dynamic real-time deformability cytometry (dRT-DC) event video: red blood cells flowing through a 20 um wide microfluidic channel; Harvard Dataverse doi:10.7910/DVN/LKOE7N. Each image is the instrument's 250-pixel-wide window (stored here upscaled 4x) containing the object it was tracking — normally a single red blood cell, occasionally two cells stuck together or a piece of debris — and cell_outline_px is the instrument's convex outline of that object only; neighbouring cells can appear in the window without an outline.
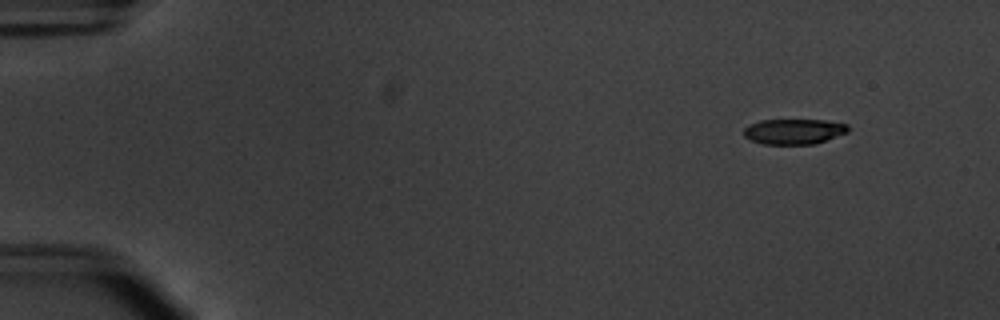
{"species": "common noctule bat (a hibernating species)", "species_latin": "Nyctalus noctula", "temperature_condition": "warm", "stored_images_in_passage": 53, "camera_frame_rate_fps": 3000, "um_per_image_px": 0.085, "animal": {"sex": "male", "body_mass_g": 20.1, "forearm_length_mm": 53.5}, "frame": {"image": 1, "passage_image": 4, "time_ms": 1.0, "image_size_px": [1000, 320], "cell_outline_px": [[848, 132], [816, 144], [764, 144], [752, 140], [744, 136], [744, 128], [760, 120], [824, 120], [848, 124]], "centroid_in_image_um": [67.51, 11.18], "position_along_channel_um": 17.5, "area_um2": 15.32}}
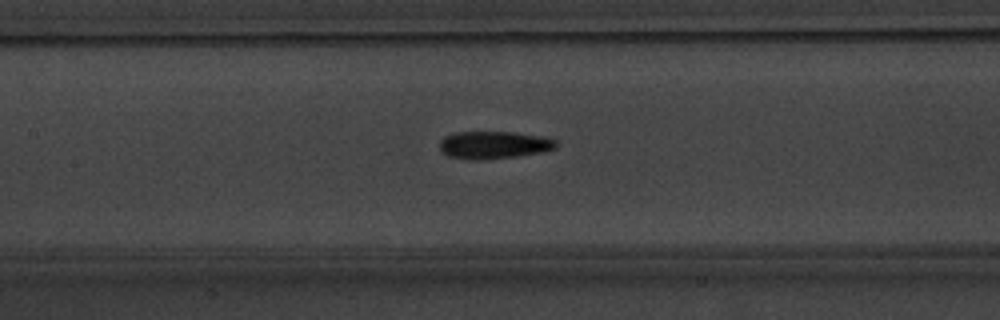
{"frame": {"image": 2, "passage_image": 25, "time_ms": 8.0, "image_size_px": [1000, 320], "cell_outline_px": [[556, 148], [544, 152], [516, 156], [480, 160], [472, 160], [448, 156], [440, 152], [440, 140], [444, 136], [456, 132], [512, 132], [540, 136], [556, 140]], "centroid_in_image_um": [41.94, 12.32], "position_along_channel_um": 165.5, "area_um2": 18.73}}
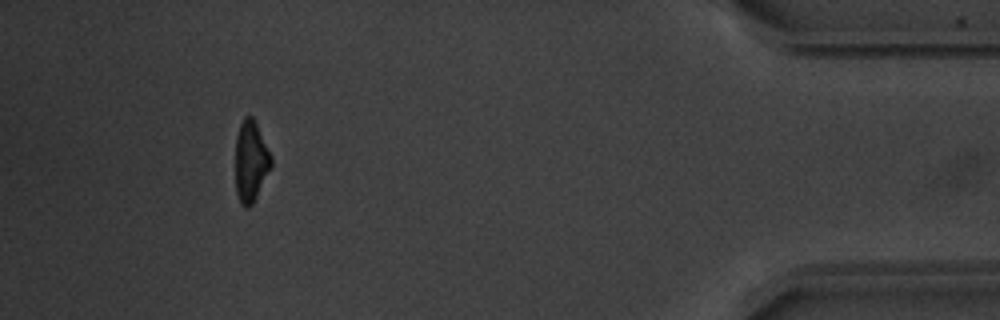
{"frame": {"image": 3, "passage_image": 49, "time_ms": 16.0, "image_size_px": [1000, 320], "cell_outline_px": [[272, 168], [252, 204], [240, 204], [236, 192], [236, 136], [240, 124], [244, 116], [252, 116], [272, 156]], "centroid_in_image_um": [21.33, 13.69], "position_along_channel_um": 413.9, "area_um2": 16.7}, "authors_computed_cell_mechanics": {"area_um2": 17.7446, "velocity_mm_per_s": 3.792, "shape_relaxation_time_tau1_ms": 5.0243, "shape_relaxation_time_tau2_ms": 4.5587, "deformation_change_tau1": 0.1992, "deformation_change_tau2": 0.131}}